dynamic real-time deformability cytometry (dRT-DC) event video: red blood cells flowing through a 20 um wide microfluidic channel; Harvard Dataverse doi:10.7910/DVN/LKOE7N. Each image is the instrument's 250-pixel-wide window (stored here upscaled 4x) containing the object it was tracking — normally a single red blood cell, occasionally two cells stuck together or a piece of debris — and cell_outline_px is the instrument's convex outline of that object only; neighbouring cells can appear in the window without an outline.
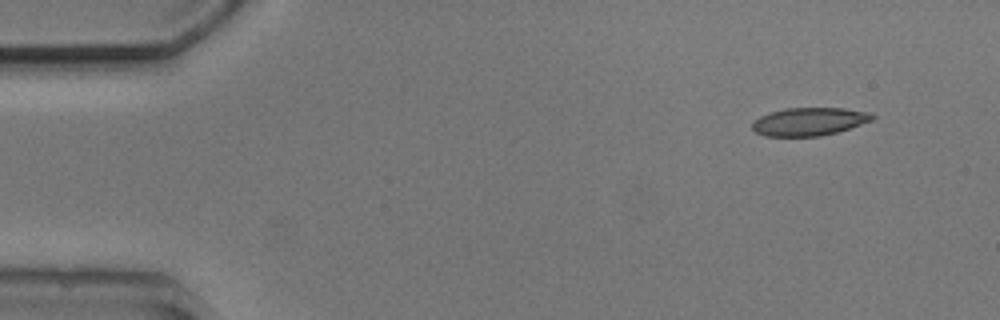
{"species": "common noctule bat (a hibernating species)", "species_latin": "Nyctalus noctula", "temperature_condition": "cold", "stored_images_in_passage": 3, "camera_frame_rate_fps": 3000, "um_per_image_px": 0.085, "animal": {"sex": "male", "body_mass_g": 20.5, "forearm_length_mm": 52.5}, "frame": {"image": 1, "passage_image": 1, "time_ms": 0.0, "image_size_px": [1000, 320], "cell_outline_px": [[876, 116], [872, 120], [836, 132], [820, 136], [764, 136], [756, 132], [752, 128], [752, 120], [760, 116], [784, 108], [844, 108], [872, 112]], "centroid_in_image_um": [68.77, 10.32], "position_along_channel_um": 16.2, "area_um2": 19.59}}